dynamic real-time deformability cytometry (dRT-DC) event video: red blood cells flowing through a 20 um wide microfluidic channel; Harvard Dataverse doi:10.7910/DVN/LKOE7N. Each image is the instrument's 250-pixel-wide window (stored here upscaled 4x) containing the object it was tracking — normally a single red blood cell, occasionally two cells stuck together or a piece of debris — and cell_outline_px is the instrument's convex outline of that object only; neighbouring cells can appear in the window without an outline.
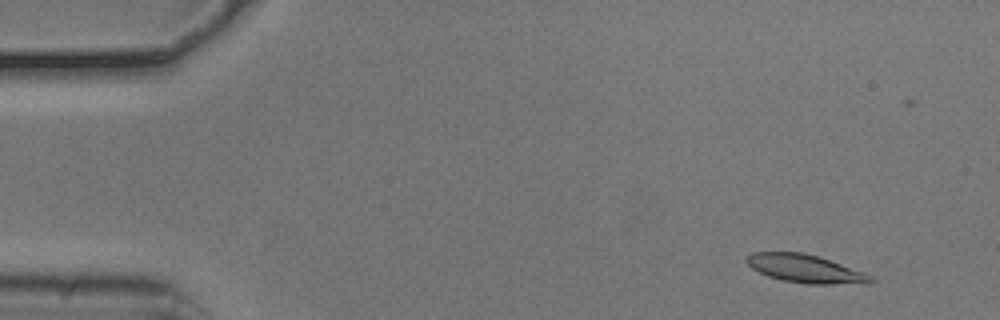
{"species": "common noctule bat (a hibernating species)", "species_latin": "Nyctalus noctula", "temperature_condition": "cold", "stored_images_in_passage": 55, "camera_frame_rate_fps": 3000, "um_per_image_px": 0.085, "animal": {"sex": "male", "body_mass_g": 20.5, "forearm_length_mm": 52.5}, "frame": {"image": 1, "passage_image": 5, "time_ms": 1.333, "image_size_px": [1000, 320], "cell_outline_px": [[876, 280], [868, 284], [808, 284], [784, 280], [768, 276], [752, 268], [744, 260], [752, 252], [804, 252], [820, 256], [872, 276]], "centroid_in_image_um": [68.47, 22.84], "position_along_channel_um": 16.5, "area_um2": 20.35}}
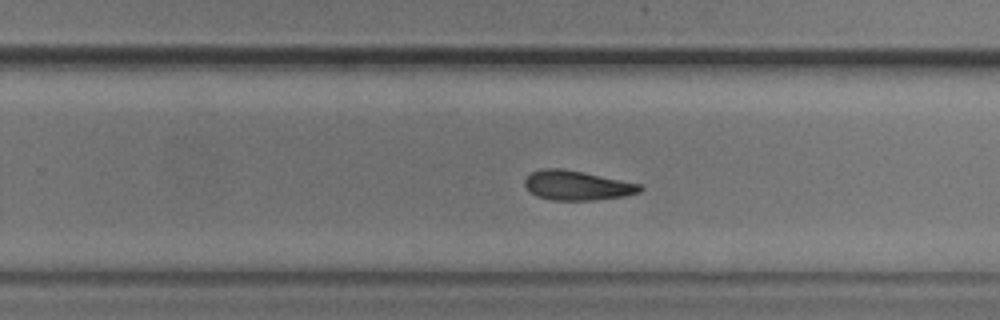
{"frame": {"image": 2, "passage_image": 34, "time_ms": 11.0, "image_size_px": [1000, 320], "cell_outline_px": [[644, 188], [640, 192], [624, 196], [596, 200], [552, 200], [536, 196], [524, 184], [524, 180], [532, 172], [544, 168], [560, 168], [584, 172], [644, 184]], "centroid_in_image_um": [49.11, 15.76], "position_along_channel_um": 280.7, "area_um2": 19.94}}
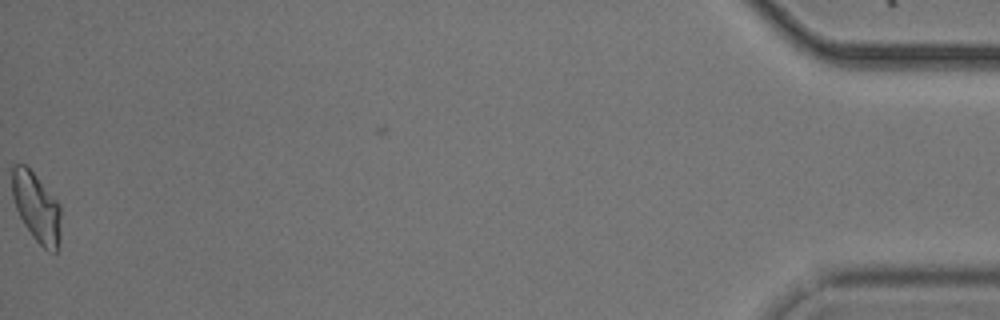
{"frame": {"image": 3, "passage_image": 54, "time_ms": 17.667, "image_size_px": [1000, 320], "cell_outline_px": [[60, 240], [56, 252], [48, 252], [32, 236], [24, 224], [16, 208], [12, 196], [12, 164], [24, 164], [36, 176], [60, 204]], "centroid_in_image_um": [3.1, 17.64], "position_along_channel_um": 432.1, "area_um2": 19.59}, "authors_computed_cell_mechanics": {"area_um2": 19.941, "velocity_mm_per_s": 3.7696, "shape_relaxation_time_tau1_ms": 4.3296, "shape_relaxation_time_tau2_ms": 8.6257, "deformation_change_tau1": 0.1339, "deformation_change_tau2": 0.1688}}